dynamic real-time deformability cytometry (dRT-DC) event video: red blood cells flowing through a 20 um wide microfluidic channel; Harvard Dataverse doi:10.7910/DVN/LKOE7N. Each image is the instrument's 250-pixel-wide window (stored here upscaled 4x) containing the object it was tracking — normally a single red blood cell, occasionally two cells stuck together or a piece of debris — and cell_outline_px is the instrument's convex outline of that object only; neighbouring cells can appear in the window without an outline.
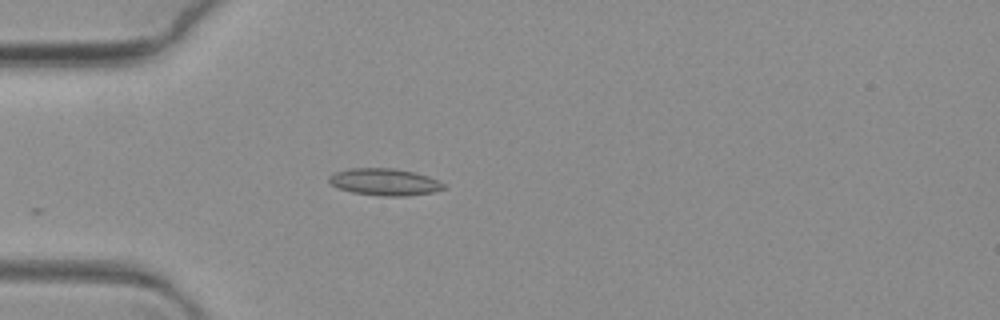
{"species": "common noctule bat (a hibernating species)", "species_latin": "Nyctalus noctula", "temperature_condition": "warm", "stored_images_in_passage": 5, "camera_frame_rate_fps": 3000, "um_per_image_px": 0.085, "animal": {"sex": "female", "body_mass_g": 19.3, "forearm_length_mm": 54.1}, "frame": {"image": 1, "passage_image": 5, "time_ms": 1.333, "image_size_px": [1000, 320], "cell_outline_px": [[448, 188], [432, 192], [408, 196], [384, 196], [352, 192], [340, 188], [332, 184], [328, 180], [328, 176], [336, 172], [348, 168], [392, 168], [416, 172], [428, 176], [444, 184]], "centroid_in_image_um": [32.71, 15.46], "position_along_channel_um": 52.3, "area_um2": 17.98}}